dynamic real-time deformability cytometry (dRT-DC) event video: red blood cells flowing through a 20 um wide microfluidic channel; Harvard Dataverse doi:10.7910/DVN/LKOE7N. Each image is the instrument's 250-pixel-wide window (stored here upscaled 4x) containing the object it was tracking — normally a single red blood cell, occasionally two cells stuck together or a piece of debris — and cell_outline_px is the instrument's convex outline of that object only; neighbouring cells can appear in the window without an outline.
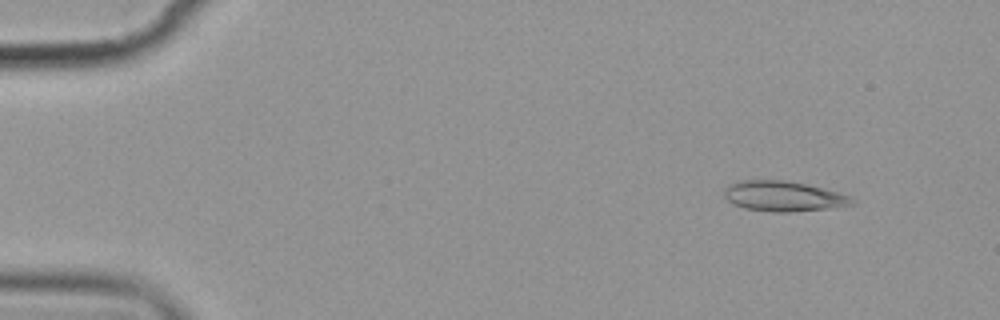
{"species": "common noctule bat (a hibernating species)", "species_latin": "Nyctalus noctula", "temperature_condition": "cold", "stored_images_in_passage": 4, "camera_frame_rate_fps": 3000, "um_per_image_px": 0.085, "animal": {"sex": "female", "body_mass_g": 19.9}, "frame": {"image": 1, "passage_image": 1, "time_ms": 0.0, "image_size_px": [1000, 320], "cell_outline_px": [[856, 204], [828, 208], [788, 212], [772, 212], [744, 208], [732, 204], [724, 196], [724, 188], [740, 180], [784, 180], [808, 184], [836, 192], [848, 196], [856, 200]], "centroid_in_image_um": [66.57, 16.68], "position_along_channel_um": 18.4, "area_um2": 22.43}}
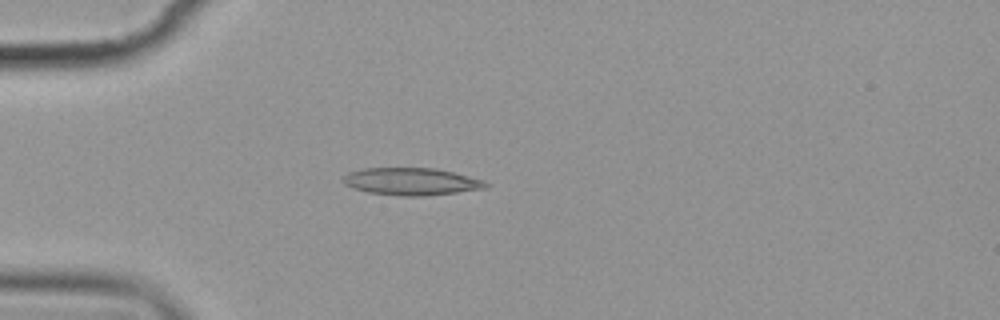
{"frame": {"image": 2, "passage_image": 4, "time_ms": 3.333, "image_size_px": [1000, 320], "cell_outline_px": [[492, 184], [488, 188], [424, 196], [400, 196], [368, 192], [352, 188], [344, 184], [340, 180], [348, 172], [364, 168], [436, 168], [484, 180]], "centroid_in_image_um": [34.96, 15.43], "position_along_channel_um": 50.0, "area_um2": 22.89}}